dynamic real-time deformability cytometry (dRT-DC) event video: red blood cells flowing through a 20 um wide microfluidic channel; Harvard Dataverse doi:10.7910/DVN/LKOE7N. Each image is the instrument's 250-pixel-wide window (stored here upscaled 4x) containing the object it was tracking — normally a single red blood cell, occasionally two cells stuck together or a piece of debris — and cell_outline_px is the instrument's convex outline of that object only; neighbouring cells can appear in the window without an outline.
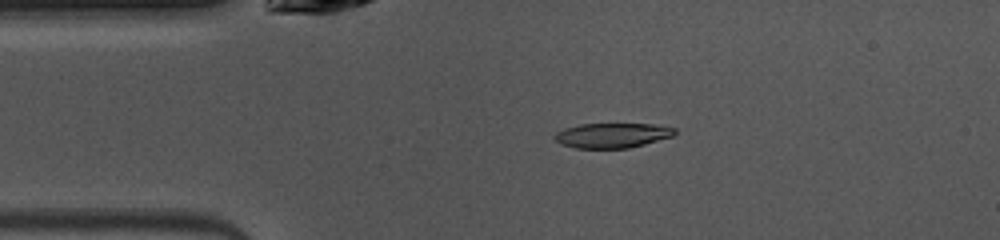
{"species": "common noctule bat (a hibernating species)", "species_latin": "Nyctalus noctula", "temperature_condition": "warm", "stored_images_in_passage": 48, "camera_frame_rate_fps": 3000, "um_per_image_px": 0.085, "animal": {"sex": "female", "body_mass_g": 10.0, "forearm_length_mm": 53.1}, "frame": {"image": 1, "passage_image": 9, "time_ms": 2.667, "image_size_px": [1000, 240], "cell_outline_px": [[676, 132], [672, 136], [644, 144], [628, 148], [576, 148], [560, 144], [552, 136], [556, 132], [564, 128], [580, 124], [656, 124], [676, 128]], "centroid_in_image_um": [52.01, 11.5], "position_along_channel_um": 33.0, "area_um2": 17.4}}
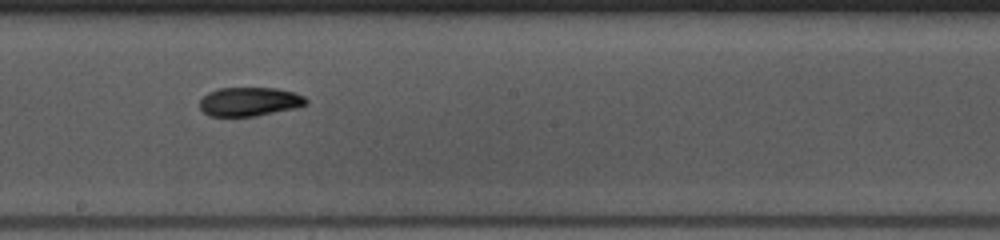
{"frame": {"image": 2, "passage_image": 25, "time_ms": 8.0, "image_size_px": [1000, 240], "cell_outline_px": [[308, 104], [296, 108], [256, 116], [208, 116], [200, 108], [200, 100], [208, 92], [216, 88], [276, 88], [296, 92], [304, 96], [308, 100]], "centroid_in_image_um": [21.23, 8.63], "position_along_channel_um": 227.0, "area_um2": 18.09}}
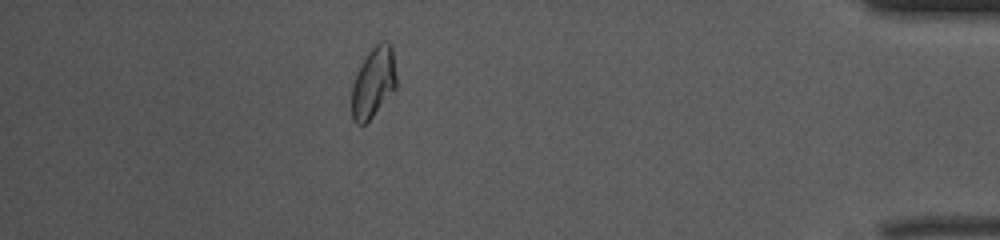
{"frame": {"image": 3, "passage_image": 42, "time_ms": 13.667, "image_size_px": [1000, 240], "cell_outline_px": [[396, 88], [372, 116], [364, 124], [356, 124], [352, 120], [352, 84], [360, 64], [368, 52], [380, 40], [388, 40], [392, 48], [396, 76]], "centroid_in_image_um": [31.73, 6.98], "position_along_channel_um": 403.5, "area_um2": 18.32}, "authors_computed_cell_mechanics": {"area_um2": 18.0914, "velocity_mm_per_s": 4.0387, "shape_relaxation_time_tau1_ms": 4.5802, "shape_relaxation_time_tau2_ms": 2.9394, "deformation_change_tau1": 0.1493, "deformation_change_tau2": 0.0747}}